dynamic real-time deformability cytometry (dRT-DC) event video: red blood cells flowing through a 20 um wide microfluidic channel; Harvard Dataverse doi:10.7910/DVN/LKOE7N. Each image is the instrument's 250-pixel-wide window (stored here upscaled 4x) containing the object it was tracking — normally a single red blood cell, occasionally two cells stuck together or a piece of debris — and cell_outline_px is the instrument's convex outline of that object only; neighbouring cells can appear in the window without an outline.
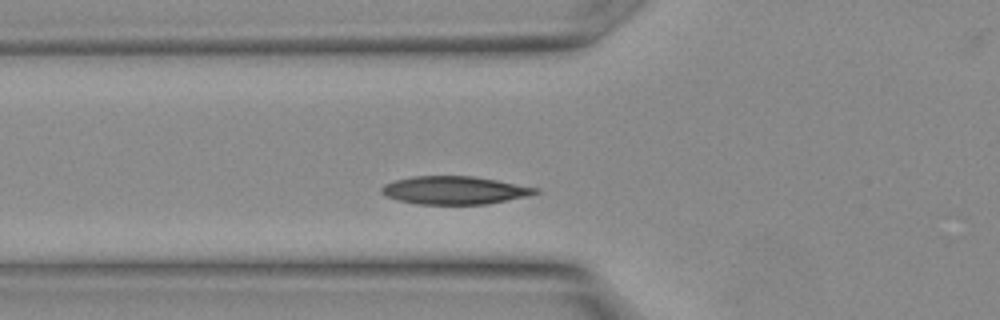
{"species": "Egyptian fruit bat (a non-hibernating species)", "species_latin": "Rousettus aegyptiacus", "temperature_condition": "warm", "stored_images_in_passage": 12, "camera_frame_rate_fps": 3000, "um_per_image_px": 0.085, "animal": {"sex": "female"}, "frame": {"image": 1, "passage_image": 4, "time_ms": 1.0, "image_size_px": [1000, 320], "cell_outline_px": [[540, 192], [528, 196], [484, 204], [416, 204], [396, 200], [380, 192], [380, 188], [384, 184], [396, 180], [412, 176], [472, 176], [496, 180], [536, 188]], "centroid_in_image_um": [38.58, 16.17], "position_along_channel_um": 87.2, "area_um2": 24.91}}
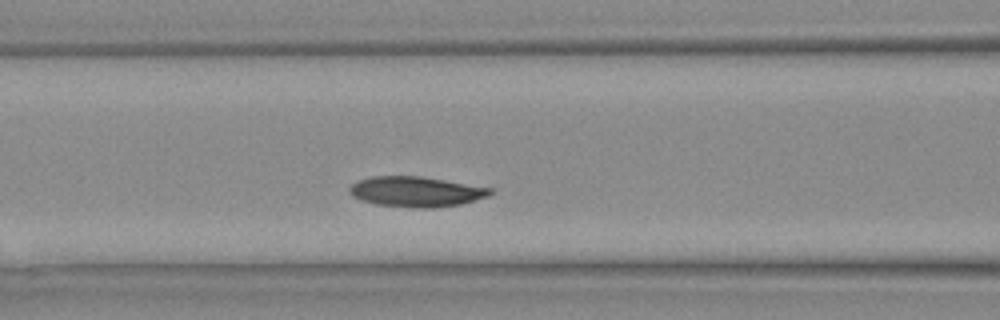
{"frame": {"image": 2, "passage_image": 6, "time_ms": 1.667, "image_size_px": [1000, 320], "cell_outline_px": [[496, 192], [488, 196], [460, 204], [432, 208], [416, 208], [376, 204], [360, 200], [352, 196], [348, 192], [348, 188], [352, 184], [360, 180], [372, 176], [420, 176], [492, 188]], "centroid_in_image_um": [35.35, 16.29], "position_along_channel_um": 131.2, "area_um2": 24.8}}